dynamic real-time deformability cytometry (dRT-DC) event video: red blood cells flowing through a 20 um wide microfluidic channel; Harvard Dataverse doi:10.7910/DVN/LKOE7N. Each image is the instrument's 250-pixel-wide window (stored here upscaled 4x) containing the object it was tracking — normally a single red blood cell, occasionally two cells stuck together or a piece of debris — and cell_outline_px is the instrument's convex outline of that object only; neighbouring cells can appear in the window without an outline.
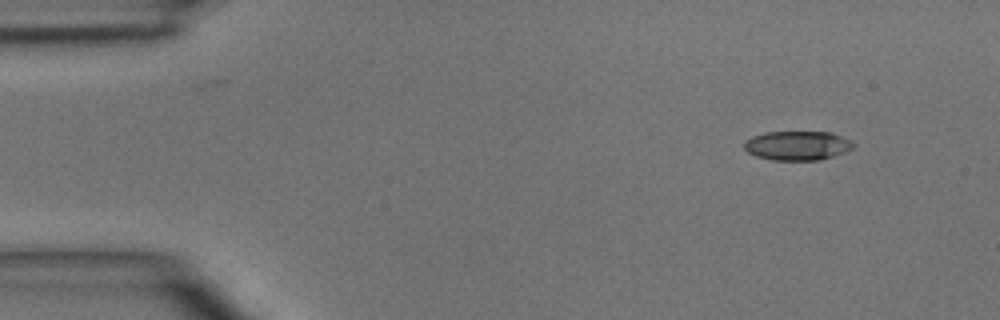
{"species": "common noctule bat (a hibernating species)", "species_latin": "Nyctalus noctula", "temperature_condition": "room temperature", "stored_images_in_passage": 4, "camera_frame_rate_fps": 3000, "um_per_image_px": 0.085, "animal": {"sex": "male", "body_mass_g": 15.6}, "frame": {"image": 1, "passage_image": 1, "time_ms": 0.0, "image_size_px": [1000, 320], "cell_outline_px": [[856, 144], [848, 152], [820, 160], [772, 160], [756, 156], [748, 152], [744, 148], [744, 140], [752, 136], [764, 132], [832, 132], [852, 140]], "centroid_in_image_um": [67.81, 12.37], "position_along_channel_um": 17.2, "area_um2": 18.9}}